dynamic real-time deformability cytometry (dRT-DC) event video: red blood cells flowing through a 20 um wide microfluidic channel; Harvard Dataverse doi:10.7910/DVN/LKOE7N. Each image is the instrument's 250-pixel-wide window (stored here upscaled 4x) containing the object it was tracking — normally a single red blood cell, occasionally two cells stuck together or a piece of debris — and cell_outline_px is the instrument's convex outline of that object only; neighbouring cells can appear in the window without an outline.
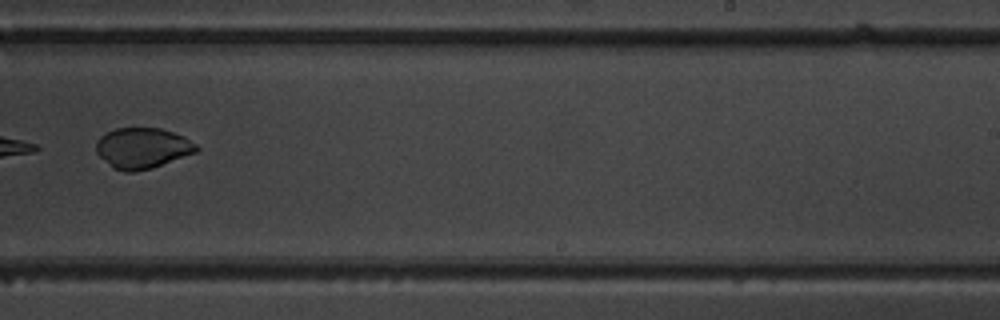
{"species": "common noctule bat (a hibernating species)", "species_latin": "Nyctalus noctula", "temperature_condition": "warm", "stored_images_in_passage": 7, "camera_frame_rate_fps": 3000, "um_per_image_px": 0.085, "animal": {"sex": "male", "body_mass_g": 19.5, "forearm_length_mm": 54.6}, "frame": {"image": 1, "passage_image": 7, "time_ms": 6.667, "image_size_px": [1000, 320], "cell_outline_px": [[200, 148], [196, 152], [152, 168], [132, 172], [124, 172], [112, 168], [96, 152], [96, 140], [100, 136], [116, 128], [160, 128], [184, 136], [196, 144]], "centroid_in_image_um": [12.1, 12.59], "position_along_channel_um": 276.9, "area_um2": 23.76}}